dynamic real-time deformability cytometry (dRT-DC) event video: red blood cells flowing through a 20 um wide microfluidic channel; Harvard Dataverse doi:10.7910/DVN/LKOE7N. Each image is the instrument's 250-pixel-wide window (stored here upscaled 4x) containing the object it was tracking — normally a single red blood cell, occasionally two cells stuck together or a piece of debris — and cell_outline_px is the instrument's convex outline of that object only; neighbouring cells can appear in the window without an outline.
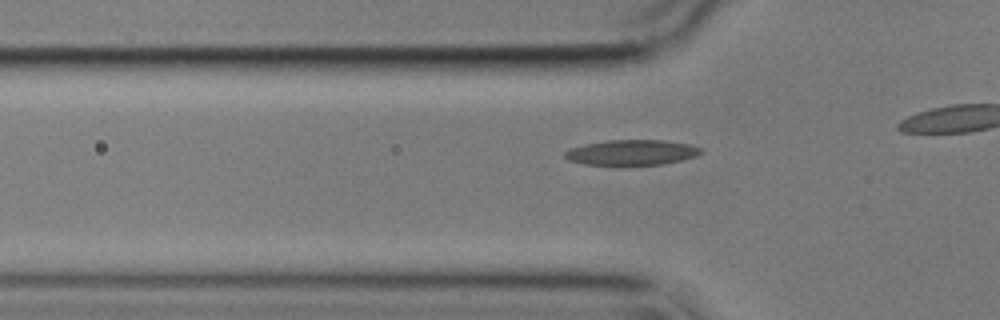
{"species": "common noctule bat (a hibernating species)", "species_latin": "Nyctalus noctula", "temperature_condition": "cold", "stored_images_in_passage": 34, "camera_frame_rate_fps": 3000, "um_per_image_px": 0.085, "animal": {"sex": "male", "body_mass_g": 17.9}, "frame": {"image": 1, "passage_image": 6, "time_ms": 1.667, "image_size_px": [1000, 320], "cell_outline_px": [[704, 152], [696, 156], [664, 164], [584, 164], [568, 160], [564, 156], [564, 152], [572, 148], [584, 144], [608, 140], [664, 140], [692, 144], [704, 148]], "centroid_in_image_um": [53.76, 12.94], "position_along_channel_um": 72.0, "area_um2": 20.0}}
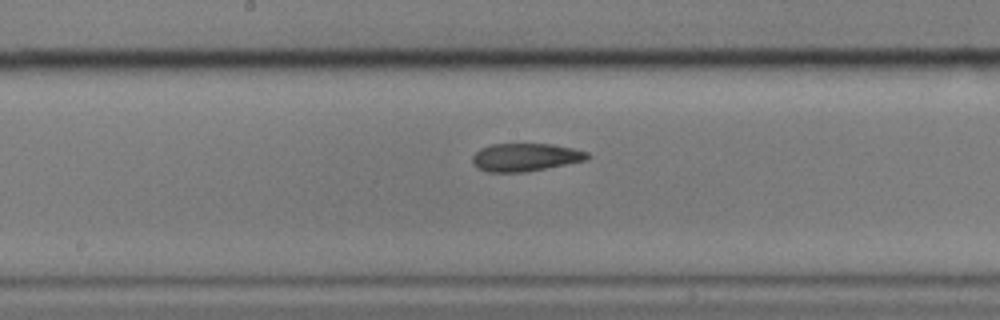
{"frame": {"image": 2, "passage_image": 17, "time_ms": 5.333, "image_size_px": [1000, 320], "cell_outline_px": [[592, 156], [588, 160], [524, 172], [488, 172], [472, 164], [472, 156], [480, 148], [492, 144], [552, 144], [572, 148], [588, 152]], "centroid_in_image_um": [44.67, 13.36], "position_along_channel_um": 203.5, "area_um2": 18.73}}
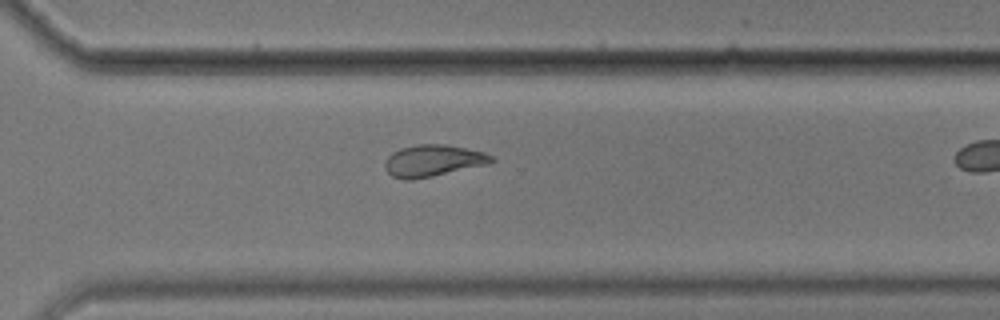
{"frame": {"image": 3, "passage_image": 28, "time_ms": 9.0, "image_size_px": [1000, 320], "cell_outline_px": [[496, 160], [488, 164], [432, 176], [412, 180], [404, 180], [392, 176], [384, 168], [384, 164], [388, 156], [392, 152], [400, 148], [416, 144], [444, 144], [484, 152], [492, 156]], "centroid_in_image_um": [36.78, 13.65], "position_along_channel_um": 333.8, "area_um2": 19.65}}